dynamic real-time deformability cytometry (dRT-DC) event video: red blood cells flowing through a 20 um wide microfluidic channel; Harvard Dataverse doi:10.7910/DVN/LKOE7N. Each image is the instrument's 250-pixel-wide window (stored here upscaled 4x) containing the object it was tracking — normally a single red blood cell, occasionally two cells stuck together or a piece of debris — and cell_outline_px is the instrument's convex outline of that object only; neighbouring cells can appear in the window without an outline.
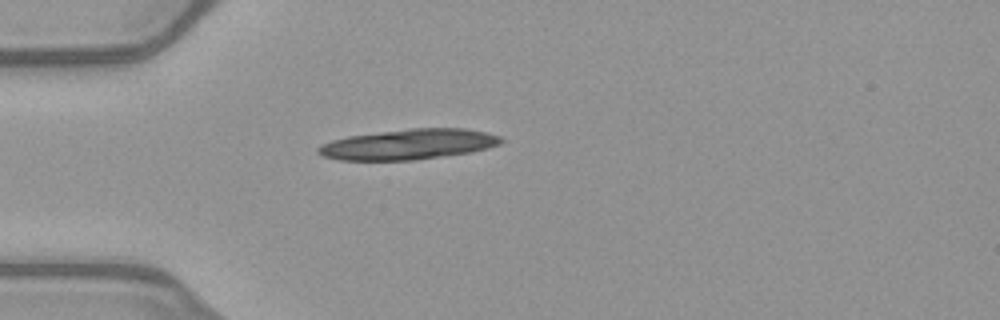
{"species": "common noctule bat (a hibernating species)", "species_latin": "Nyctalus noctula", "temperature_condition": "warm", "stored_images_in_passage": 37, "camera_frame_rate_fps": 3000, "um_per_image_px": 0.085, "animal": {"sex": "female", "body_mass_g": 21.9}, "frame": {"image": 1, "passage_image": 1, "time_ms": 0.0, "image_size_px": [1000, 320], "cell_outline_px": [[504, 140], [500, 144], [488, 148], [472, 152], [412, 160], [340, 160], [324, 156], [316, 152], [316, 148], [320, 144], [332, 140], [348, 136], [412, 128], [464, 128], [484, 132], [500, 136]], "centroid_in_image_um": [34.72, 12.27], "position_along_channel_um": 50.3, "area_um2": 32.25}}